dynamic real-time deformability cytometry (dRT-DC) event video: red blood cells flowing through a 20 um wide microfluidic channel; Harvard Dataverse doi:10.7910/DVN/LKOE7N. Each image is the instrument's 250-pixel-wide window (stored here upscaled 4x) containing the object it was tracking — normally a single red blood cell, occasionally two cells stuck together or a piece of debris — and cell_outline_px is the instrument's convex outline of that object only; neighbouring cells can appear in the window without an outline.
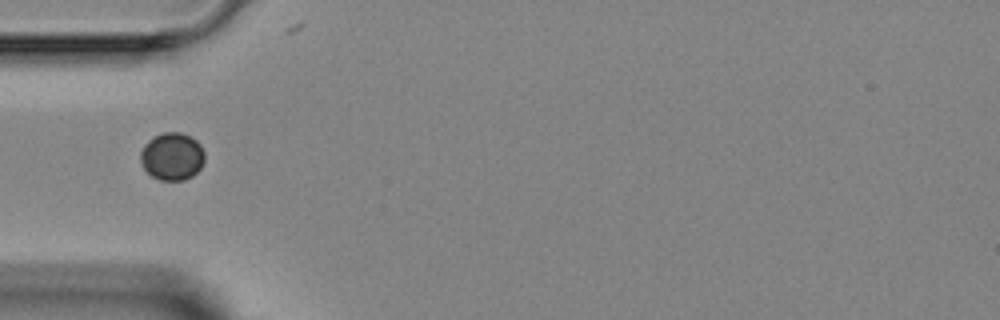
{"species": "Egyptian fruit bat (a non-hibernating species)", "species_latin": "Rousettus aegyptiacus", "temperature_condition": "room temperature", "stored_images_in_passage": 1, "camera_frame_rate_fps": 3000, "um_per_image_px": 0.085, "animal": {"sex": "female"}, "frame": {"image": 1, "passage_image": 1, "time_ms": 0.0, "image_size_px": [1000, 320], "cell_outline_px": [[204, 160], [200, 168], [192, 176], [184, 180], [160, 180], [152, 176], [144, 168], [140, 160], [140, 152], [144, 144], [152, 136], [164, 132], [180, 132], [192, 136], [200, 144], [204, 152]], "centroid_in_image_um": [14.62, 13.27], "position_along_channel_um": 70.4, "area_um2": 17.92}}